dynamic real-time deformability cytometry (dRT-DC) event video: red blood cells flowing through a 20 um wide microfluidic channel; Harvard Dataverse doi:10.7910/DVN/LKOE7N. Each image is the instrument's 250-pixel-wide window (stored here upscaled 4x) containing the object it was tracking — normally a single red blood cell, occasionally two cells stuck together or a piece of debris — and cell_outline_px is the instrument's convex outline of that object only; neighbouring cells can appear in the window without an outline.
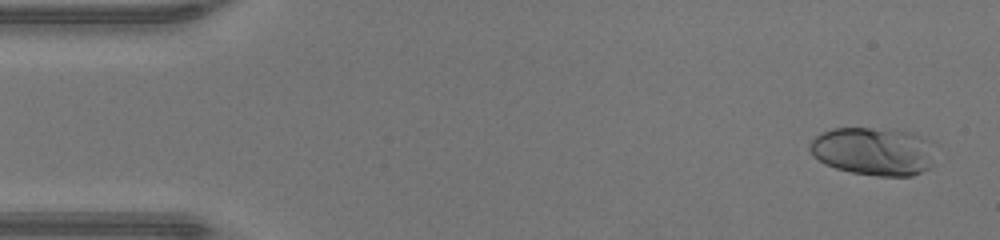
{"species": "human", "species_latin": "Homo sapiens", "temperature_condition": "warm", "stored_images_in_passage": 47, "camera_frame_rate_fps": 3000, "um_per_image_px": 0.085, "donor": {"sex": "male"}, "frame": {"image": 1, "passage_image": 2, "time_ms": 0.333, "image_size_px": [1000, 240], "cell_outline_px": [[928, 168], [912, 176], [876, 176], [852, 172], [836, 168], [824, 164], [812, 156], [808, 148], [808, 144], [820, 132], [832, 128], [872, 128], [908, 132], [920, 136], [928, 140]], "centroid_in_image_um": [74.08, 12.86], "position_along_channel_um": 10.9, "area_um2": 34.51}}
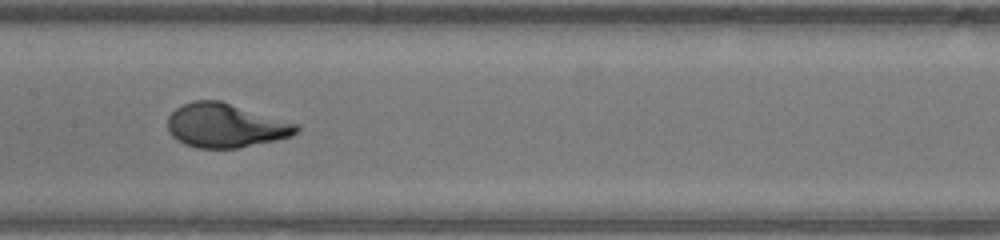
{"frame": {"image": 2, "passage_image": 23, "time_ms": 7.333, "image_size_px": [1000, 240], "cell_outline_px": [[300, 128], [292, 136], [276, 140], [236, 148], [196, 148], [184, 144], [176, 140], [168, 132], [168, 116], [176, 108], [192, 100], [220, 100], [300, 124]], "centroid_in_image_um": [19.16, 10.66], "position_along_channel_um": 188.2, "area_um2": 33.23}}
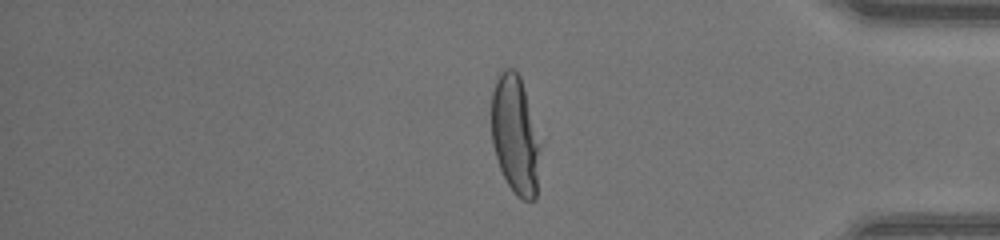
{"frame": {"image": 3, "passage_image": 39, "time_ms": 12.667, "image_size_px": [1000, 240], "cell_outline_px": [[540, 144], [536, 200], [524, 200], [516, 196], [508, 184], [500, 168], [492, 144], [492, 92], [500, 68], [512, 68], [520, 76]], "centroid_in_image_um": [43.77, 11.48], "position_along_channel_um": 391.4, "area_um2": 33.35}}